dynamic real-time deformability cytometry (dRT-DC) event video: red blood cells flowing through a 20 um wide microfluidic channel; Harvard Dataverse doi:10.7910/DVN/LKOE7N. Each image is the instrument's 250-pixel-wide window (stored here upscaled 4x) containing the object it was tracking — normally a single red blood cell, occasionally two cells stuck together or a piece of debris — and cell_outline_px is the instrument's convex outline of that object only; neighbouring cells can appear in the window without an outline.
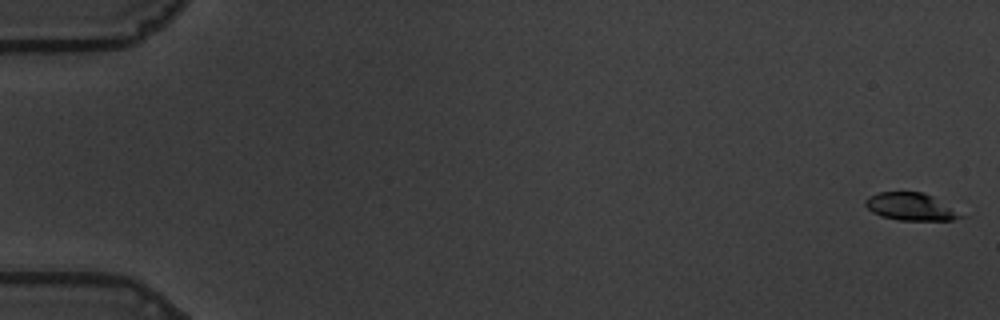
{"species": "common noctule bat (a hibernating species)", "species_latin": "Nyctalus noctula", "temperature_condition": "warm", "stored_images_in_passage": 58, "camera_frame_rate_fps": 3000, "um_per_image_px": 0.085, "animal": {"sex": "male", "body_mass_g": 19.5, "forearm_length_mm": 54.6}, "frame": {"image": 1, "passage_image": 1, "time_ms": 0.0, "image_size_px": [1000, 320], "cell_outline_px": [[968, 216], [952, 220], [900, 220], [880, 216], [872, 212], [864, 204], [864, 200], [868, 196], [880, 192], [924, 192], [932, 196]], "centroid_in_image_um": [77.42, 17.57], "position_along_channel_um": 7.6, "area_um2": 15.37}}
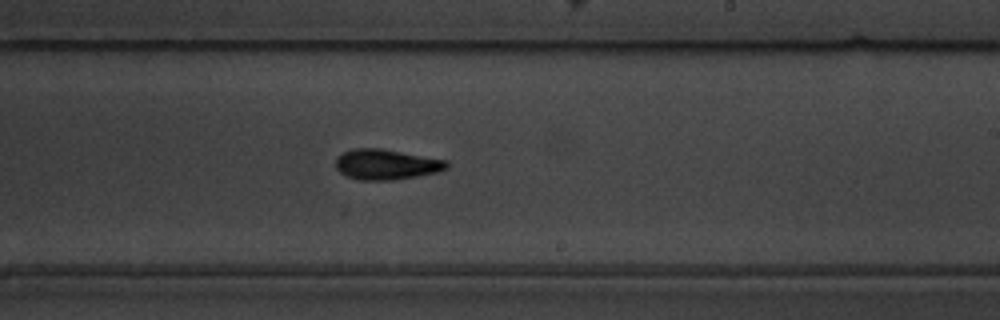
{"frame": {"image": 2, "passage_image": 36, "time_ms": 11.667, "image_size_px": [1000, 320], "cell_outline_px": [[448, 168], [436, 172], [416, 176], [392, 180], [360, 180], [348, 176], [340, 172], [336, 168], [336, 156], [352, 148], [380, 148], [448, 160]], "centroid_in_image_um": [32.82, 13.96], "position_along_channel_um": 256.2, "area_um2": 19.59}}
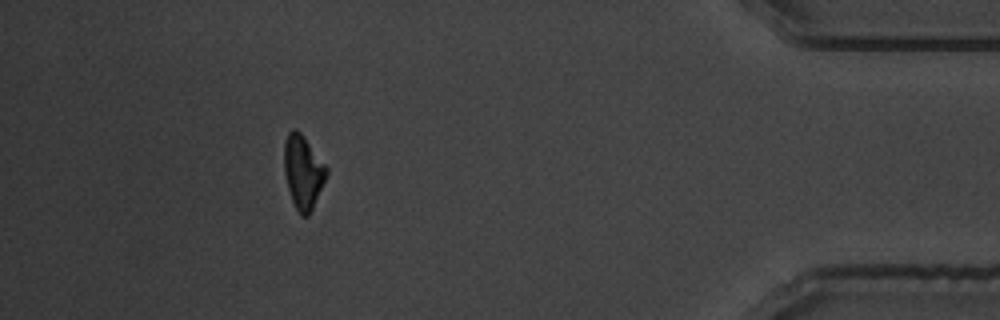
{"frame": {"image": 3, "passage_image": 53, "time_ms": 17.333, "image_size_px": [1000, 320], "cell_outline_px": [[328, 172], [312, 208], [308, 216], [300, 216], [292, 200], [288, 188], [284, 172], [284, 144], [288, 132], [292, 128], [296, 128], [304, 136], [328, 168]], "centroid_in_image_um": [25.74, 14.58], "position_along_channel_um": 409.5, "area_um2": 17.98}, "authors_computed_cell_mechanics": {"area_um2": 18.4671, "velocity_mm_per_s": 3.5562, "shape_relaxation_time_tau1_ms": 3.4163, "shape_relaxation_time_tau2_ms": 5.0758, "deformation_change_tau1": 0.1448, "deformation_change_tau2": 0.1301}}